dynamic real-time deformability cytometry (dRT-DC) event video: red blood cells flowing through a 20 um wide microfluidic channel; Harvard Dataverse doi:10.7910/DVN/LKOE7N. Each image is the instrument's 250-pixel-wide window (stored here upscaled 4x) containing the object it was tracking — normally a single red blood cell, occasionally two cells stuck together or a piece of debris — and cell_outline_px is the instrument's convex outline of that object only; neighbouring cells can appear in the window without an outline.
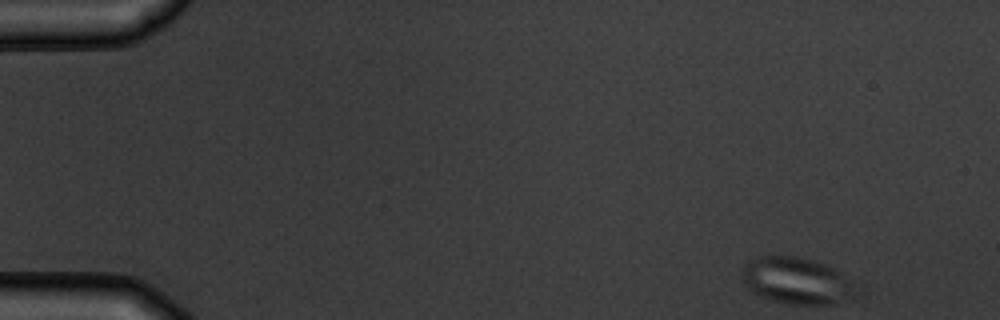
{"species": "common noctule bat (a hibernating species)", "species_latin": "Nyctalus noctula", "temperature_condition": "warm", "stored_images_in_passage": 5, "camera_frame_rate_fps": 3000, "um_per_image_px": 0.085, "animal": {"sex": "male", "body_mass_g": 19.5, "forearm_length_mm": 54.6}, "frame": {"image": 1, "passage_image": 1, "time_ms": 0.0, "image_size_px": [1000, 320], "cell_outline_px": [[864, 296], [836, 304], [788, 304], [772, 300], [760, 296], [752, 292], [744, 284], [744, 264], [748, 260], [760, 256], [796, 256], [812, 260], [824, 264], [832, 268], [852, 284]], "centroid_in_image_um": [67.76, 23.89], "position_along_channel_um": 17.2, "area_um2": 31.04}}